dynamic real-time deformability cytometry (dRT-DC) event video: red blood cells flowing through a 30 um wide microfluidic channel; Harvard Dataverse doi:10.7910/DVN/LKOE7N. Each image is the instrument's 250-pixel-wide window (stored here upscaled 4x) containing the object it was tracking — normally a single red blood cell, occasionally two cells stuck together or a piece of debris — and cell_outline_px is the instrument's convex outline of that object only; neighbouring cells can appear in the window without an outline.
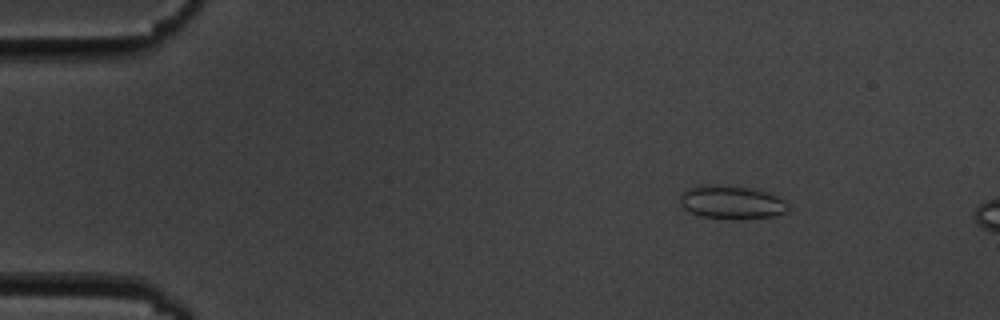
{"species": "common noctule bat (a hibernating species)", "species_latin": "Nyctalus noctula", "temperature_condition": "cold", "stored_images_in_passage": 5, "camera_frame_rate_fps": 3000, "um_per_image_px": 0.085, "animal": {"sex": "male", "body_mass_g": 19.5, "forearm_length_mm": 54.6}, "frame": {"image": 1, "passage_image": 3, "time_ms": 2.333, "image_size_px": [1000, 320], "cell_outline_px": [[788, 212], [772, 216], [740, 220], [700, 216], [688, 212], [680, 204], [680, 196], [688, 188], [700, 184], [716, 184], [752, 188], [768, 192], [784, 200], [788, 204]], "centroid_in_image_um": [62.17, 17.19], "position_along_channel_um": 22.8, "area_um2": 21.39}}